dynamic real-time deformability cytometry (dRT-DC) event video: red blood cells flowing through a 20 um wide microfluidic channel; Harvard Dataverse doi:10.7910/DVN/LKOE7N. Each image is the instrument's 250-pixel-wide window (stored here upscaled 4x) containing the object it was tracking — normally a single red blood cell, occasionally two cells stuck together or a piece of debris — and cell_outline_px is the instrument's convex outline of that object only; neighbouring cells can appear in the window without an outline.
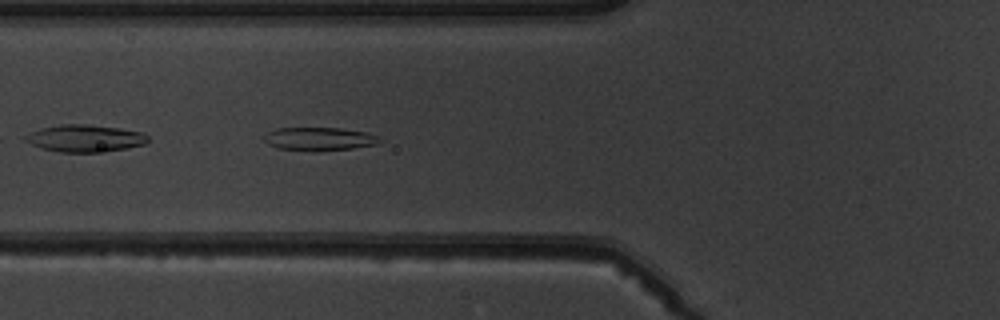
{"species": "common noctule bat (a hibernating species)", "species_latin": "Nyctalus noctula", "temperature_condition": "warm", "stored_images_in_passage": 6, "camera_frame_rate_fps": 3000, "um_per_image_px": 0.085, "animal": {"sex": "male", "body_mass_g": 19.5, "forearm_length_mm": 54.6}, "frame": {"image": 1, "passage_image": 6, "time_ms": 6.667, "image_size_px": [1000, 320], "cell_outline_px": [[384, 140], [376, 144], [352, 148], [280, 148], [268, 144], [264, 140], [264, 136], [268, 132], [276, 128], [340, 128], [368, 132], [380, 136]], "centroid_in_image_um": [27.21, 11.75], "position_along_channel_um": 98.6, "area_um2": 14.8}}